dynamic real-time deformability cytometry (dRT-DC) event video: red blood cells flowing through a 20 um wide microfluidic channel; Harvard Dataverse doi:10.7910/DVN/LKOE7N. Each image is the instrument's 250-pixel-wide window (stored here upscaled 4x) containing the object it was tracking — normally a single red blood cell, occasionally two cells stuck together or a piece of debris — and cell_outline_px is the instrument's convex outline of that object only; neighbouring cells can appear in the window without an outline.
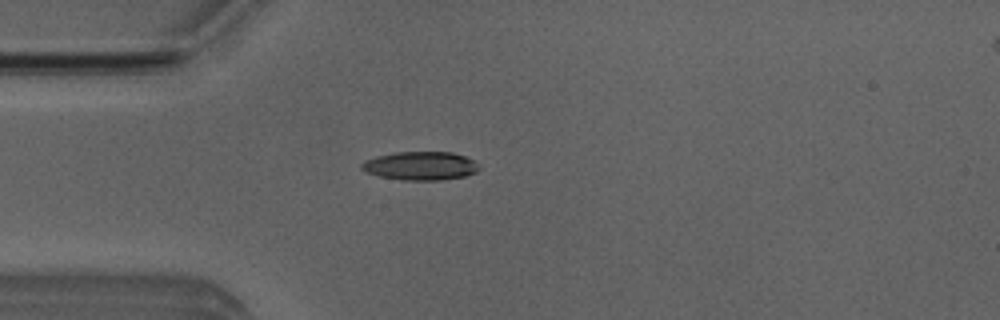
{"species": "Egyptian fruit bat (a non-hibernating species)", "species_latin": "Rousettus aegyptiacus", "temperature_condition": "room temperature", "stored_images_in_passage": 50, "camera_frame_rate_fps": 3000, "um_per_image_px": 0.085, "animal": {"sex": "male"}, "frame": {"image": 1, "passage_image": 13, "time_ms": 4.0, "image_size_px": [1000, 320], "cell_outline_px": [[480, 168], [476, 172], [464, 176], [440, 180], [404, 180], [380, 176], [368, 172], [360, 168], [360, 164], [364, 160], [376, 156], [396, 152], [452, 152], [476, 160], [480, 164]], "centroid_in_image_um": [35.77, 14.09], "position_along_channel_um": 49.2, "area_um2": 19.59}}
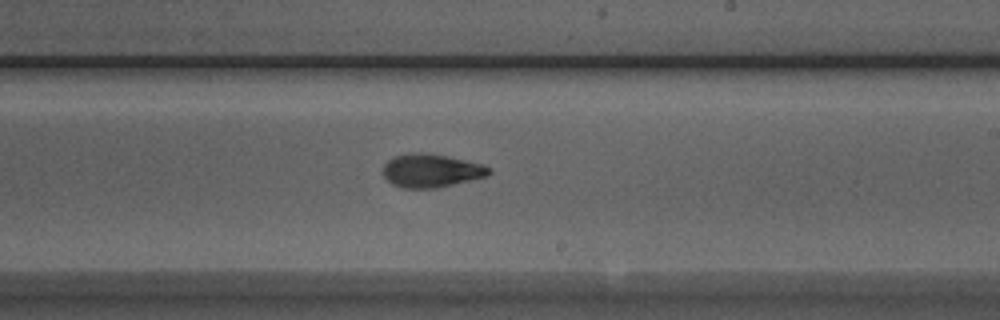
{"frame": {"image": 2, "passage_image": 29, "time_ms": 9.333, "image_size_px": [1000, 320], "cell_outline_px": [[492, 172], [488, 176], [436, 188], [404, 188], [392, 184], [384, 176], [384, 164], [392, 156], [420, 152], [448, 156], [480, 164], [492, 168]], "centroid_in_image_um": [36.66, 14.5], "position_along_channel_um": 252.3, "area_um2": 20.46}}
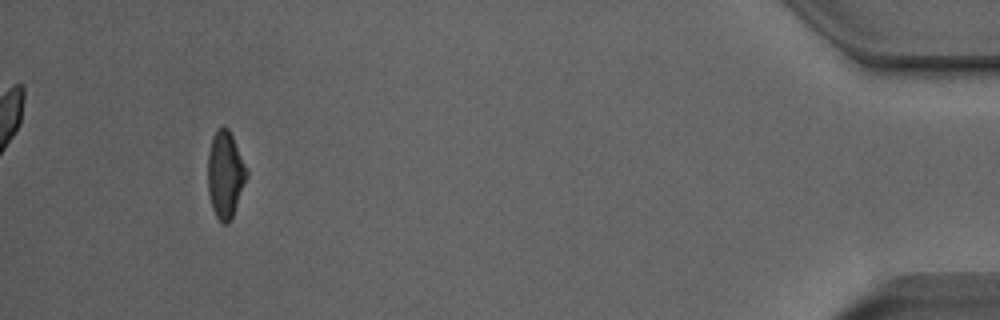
{"frame": {"image": 3, "passage_image": 47, "time_ms": 15.333, "image_size_px": [1000, 320], "cell_outline_px": [[248, 176], [232, 216], [228, 224], [224, 224], [216, 216], [212, 208], [208, 192], [208, 152], [212, 136], [216, 128], [224, 124], [228, 128], [248, 168]], "centroid_in_image_um": [19.14, 14.78], "position_along_channel_um": 416.1, "area_um2": 19.83}, "authors_computed_cell_mechanics": {"area_um2": 19.9988, "velocity_mm_per_s": 3.9972, "shape_relaxation_time_tau1_ms": 3.4406, "shape_relaxation_time_tau2_ms": 2.2781, "deformation_change_tau1": 0.171, "deformation_change_tau2": 0.0838}}